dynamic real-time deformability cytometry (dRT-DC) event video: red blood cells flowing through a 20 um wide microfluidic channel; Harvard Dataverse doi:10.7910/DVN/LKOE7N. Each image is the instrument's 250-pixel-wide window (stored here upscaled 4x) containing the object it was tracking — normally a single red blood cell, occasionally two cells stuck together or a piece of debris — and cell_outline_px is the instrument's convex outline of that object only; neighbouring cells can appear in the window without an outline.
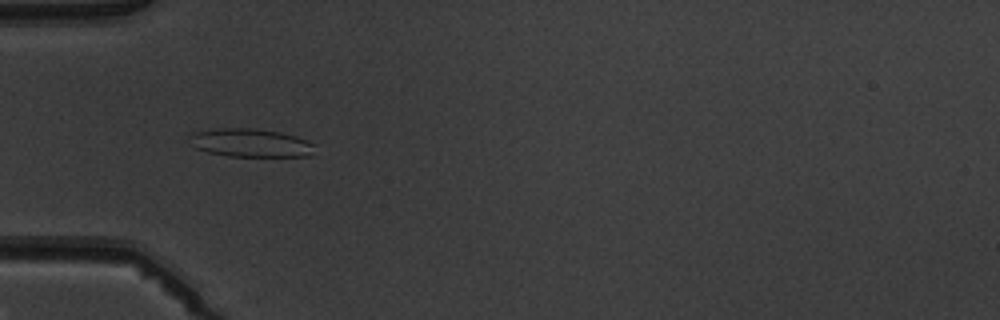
{"species": "common noctule bat (a hibernating species)", "species_latin": "Nyctalus noctula", "temperature_condition": "warm", "stored_images_in_passage": 8, "camera_frame_rate_fps": 3000, "um_per_image_px": 0.085, "animal": {"sex": "male", "body_mass_g": 19.5, "forearm_length_mm": 54.6}, "frame": {"image": 1, "passage_image": 4, "time_ms": 3.667, "image_size_px": [1000, 320], "cell_outline_px": [[316, 144], [308, 156], [228, 156], [208, 152], [196, 148], [188, 136], [192, 132], [216, 128], [256, 128], [280, 132], [296, 136], [308, 140]], "centroid_in_image_um": [21.29, 12.13], "position_along_channel_um": 63.7, "area_um2": 20.69}}
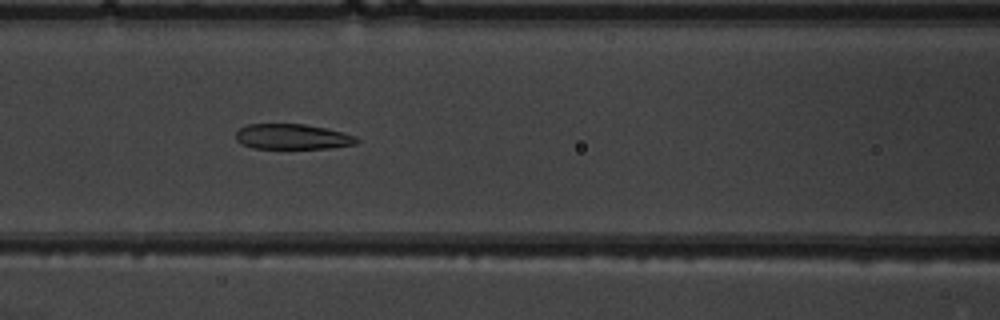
{"frame": {"image": 2, "passage_image": 6, "time_ms": 5.667, "image_size_px": [1000, 320], "cell_outline_px": [[360, 140], [356, 144], [328, 148], [252, 148], [240, 144], [236, 140], [236, 132], [240, 128], [248, 124], [304, 124], [324, 128], [356, 136]], "centroid_in_image_um": [24.82, 11.62], "position_along_channel_um": 141.8, "area_um2": 17.74}}
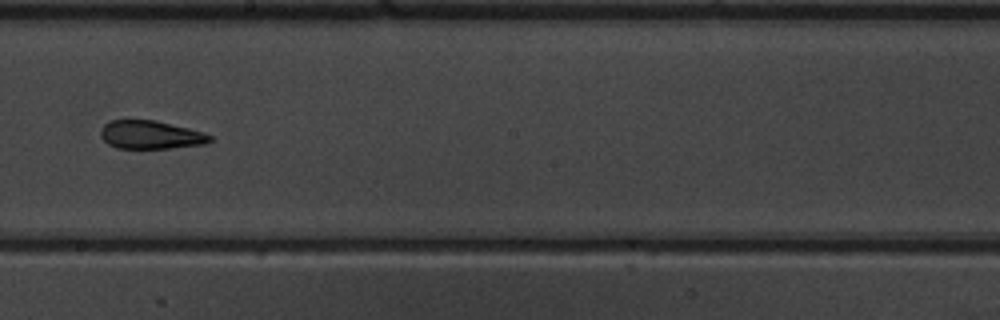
{"frame": {"image": 3, "passage_image": 8, "time_ms": 8.0, "image_size_px": [1000, 320], "cell_outline_px": [[212, 140], [204, 144], [168, 148], [116, 148], [108, 144], [100, 136], [100, 132], [104, 124], [108, 120], [156, 120], [204, 132], [212, 136]], "centroid_in_image_um": [12.79, 11.45], "position_along_channel_um": 235.4, "area_um2": 18.03}}